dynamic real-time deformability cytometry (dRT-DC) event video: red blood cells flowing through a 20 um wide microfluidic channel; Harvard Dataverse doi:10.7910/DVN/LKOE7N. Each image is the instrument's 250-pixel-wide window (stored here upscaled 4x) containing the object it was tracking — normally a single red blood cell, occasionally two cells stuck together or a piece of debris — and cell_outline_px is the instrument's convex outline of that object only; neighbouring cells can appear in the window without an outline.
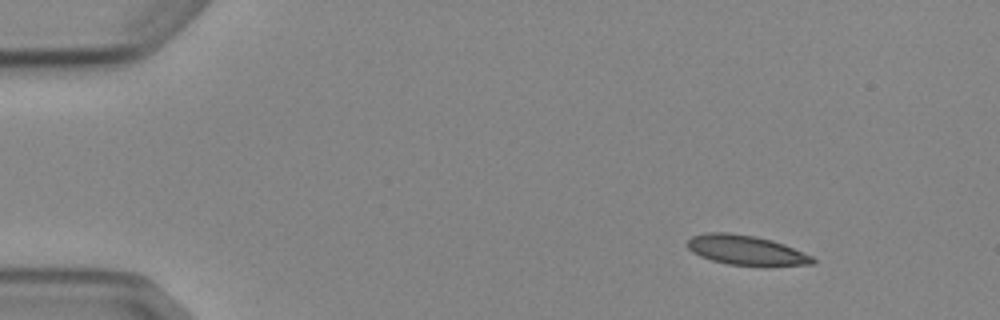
{"species": "Egyptian fruit bat (a non-hibernating species)", "species_latin": "Rousettus aegyptiacus", "temperature_condition": "cold", "stored_images_in_passage": 7, "camera_frame_rate_fps": 3000, "um_per_image_px": 0.085, "animal": {"sex": "female"}, "frame": {"image": 1, "passage_image": 1, "time_ms": 0.0, "image_size_px": [1000, 320], "cell_outline_px": [[816, 260], [812, 264], [764, 268], [728, 264], [712, 260], [700, 256], [692, 252], [688, 248], [688, 240], [692, 236], [704, 232], [728, 232], [756, 236], [772, 240], [784, 244], [812, 256]], "centroid_in_image_um": [63.45, 21.29], "position_along_channel_um": 21.5, "area_um2": 22.31}}
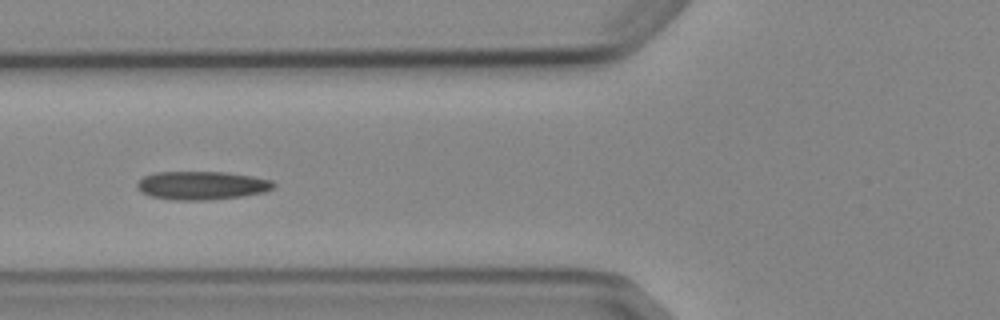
{"frame": {"image": 2, "passage_image": 5, "time_ms": 4.667, "image_size_px": [1000, 320], "cell_outline_px": [[276, 188], [264, 192], [240, 196], [212, 200], [172, 200], [152, 196], [136, 188], [136, 184], [144, 176], [156, 172], [228, 172], [252, 176], [272, 180], [276, 184]], "centroid_in_image_um": [17.19, 15.76], "position_along_channel_um": 108.6, "area_um2": 22.66}}
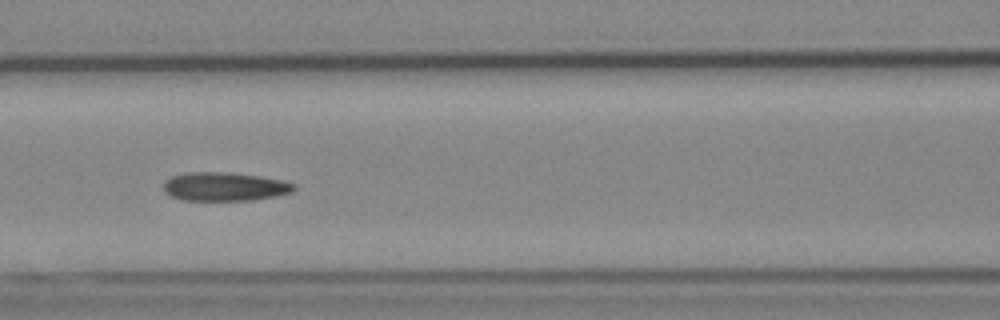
{"frame": {"image": 3, "passage_image": 6, "time_ms": 5.667, "image_size_px": [1000, 320], "cell_outline_px": [[296, 188], [292, 192], [276, 196], [252, 200], [184, 200], [172, 196], [164, 192], [164, 180], [172, 176], [184, 172], [228, 172], [260, 176], [284, 180], [296, 184]], "centroid_in_image_um": [19.11, 15.85], "position_along_channel_um": 147.5, "area_um2": 21.96}}